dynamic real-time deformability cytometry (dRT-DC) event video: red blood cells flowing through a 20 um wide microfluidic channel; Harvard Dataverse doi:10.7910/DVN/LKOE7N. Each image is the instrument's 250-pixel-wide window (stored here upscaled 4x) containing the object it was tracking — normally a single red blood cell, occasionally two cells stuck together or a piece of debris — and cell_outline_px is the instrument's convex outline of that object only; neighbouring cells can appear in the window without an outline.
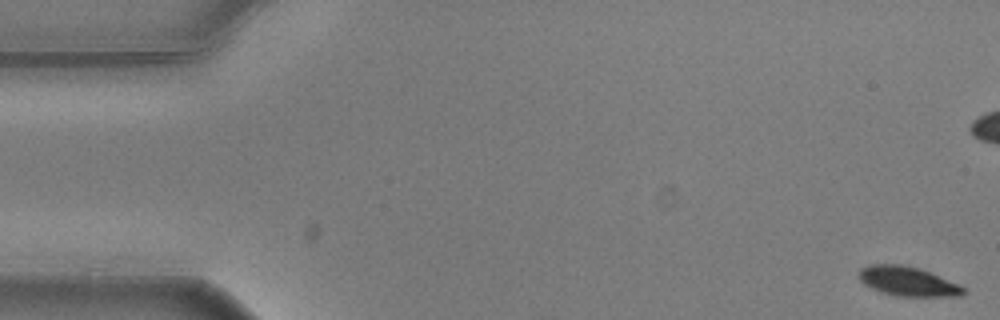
{"species": "common noctule bat (a hibernating species)", "species_latin": "Nyctalus noctula", "temperature_condition": "warm", "stored_images_in_passage": 57, "camera_frame_rate_fps": 3000, "um_per_image_px": 0.085, "animal": {"sex": "male", "body_mass_g": 20.5, "forearm_length_mm": 52.5}, "frame": {"image": 1, "passage_image": 1, "time_ms": 0.0, "image_size_px": [1000, 320], "cell_outline_px": [[964, 292], [960, 296], [896, 296], [880, 292], [864, 284], [860, 280], [856, 272], [860, 268], [868, 264], [900, 264], [920, 268], [960, 284], [964, 288]], "centroid_in_image_um": [77.11, 23.9], "position_along_channel_um": 7.9, "area_um2": 18.09}}
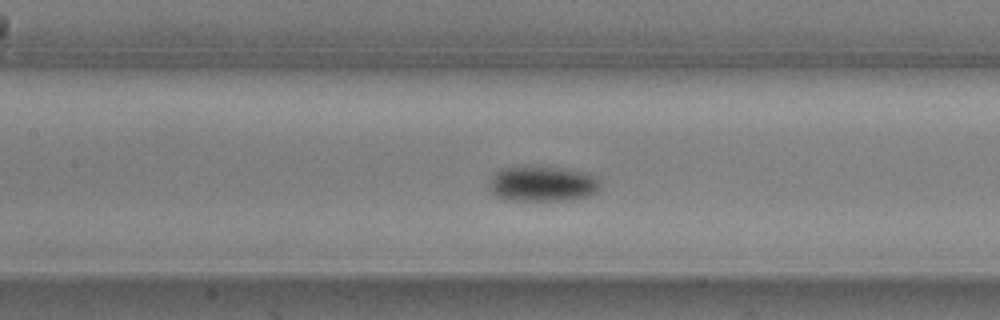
{"frame": {"image": 2, "passage_image": 25, "time_ms": 8.0, "image_size_px": [1000, 320], "cell_outline_px": [[600, 188], [596, 192], [588, 196], [564, 200], [508, 200], [496, 196], [488, 188], [492, 176], [500, 168], [516, 164], [532, 164], [564, 168], [588, 172], [600, 176]], "centroid_in_image_um": [46.11, 15.56], "position_along_channel_um": 161.3, "area_um2": 23.93}}
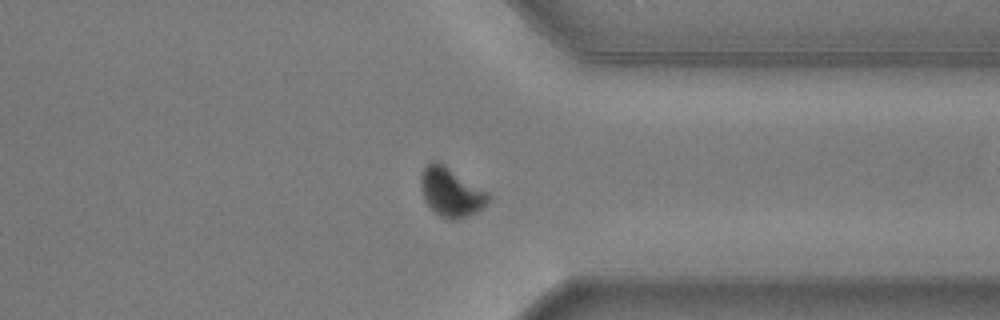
{"frame": {"image": 3, "passage_image": 43, "time_ms": 14.0, "image_size_px": [1000, 320], "cell_outline_px": [[488, 200], [476, 212], [468, 216], [456, 220], [448, 220], [440, 216], [424, 200], [420, 188], [420, 176], [424, 168], [432, 160], [440, 160], [488, 192]], "centroid_in_image_um": [38.3, 16.29], "position_along_channel_um": 373.1, "area_um2": 19.36}, "authors_computed_cell_mechanics": {"area_um2": 19.9988, "velocity_mm_per_s": 3.5973, "shape_relaxation_time_tau1_ms": 1.709, "shape_relaxation_time_tau2_ms": null, "deformation_change_tau1": 0.1306, "deformation_change_tau2": null}}